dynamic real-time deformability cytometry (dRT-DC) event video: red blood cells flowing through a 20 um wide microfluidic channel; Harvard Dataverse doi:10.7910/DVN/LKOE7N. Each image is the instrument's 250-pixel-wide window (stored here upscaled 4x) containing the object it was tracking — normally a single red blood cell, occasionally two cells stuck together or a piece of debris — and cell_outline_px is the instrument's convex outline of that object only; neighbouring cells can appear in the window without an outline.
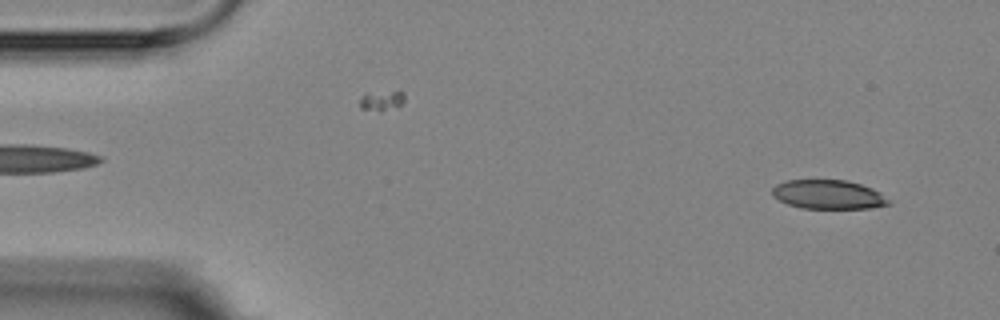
{"species": "Egyptian fruit bat (a non-hibernating species)", "species_latin": "Rousettus aegyptiacus", "temperature_condition": "room temperature", "stored_images_in_passage": 4, "camera_frame_rate_fps": 3000, "um_per_image_px": 0.085, "animal": {"sex": "female"}, "frame": {"image": 1, "passage_image": 1, "time_ms": 0.0, "image_size_px": [1000, 320], "cell_outline_px": [[892, 204], [872, 208], [800, 208], [788, 204], [772, 196], [772, 188], [776, 184], [788, 180], [848, 180], [872, 188], [880, 192]], "centroid_in_image_um": [70.4, 16.53], "position_along_channel_um": 14.6, "area_um2": 19.71}}
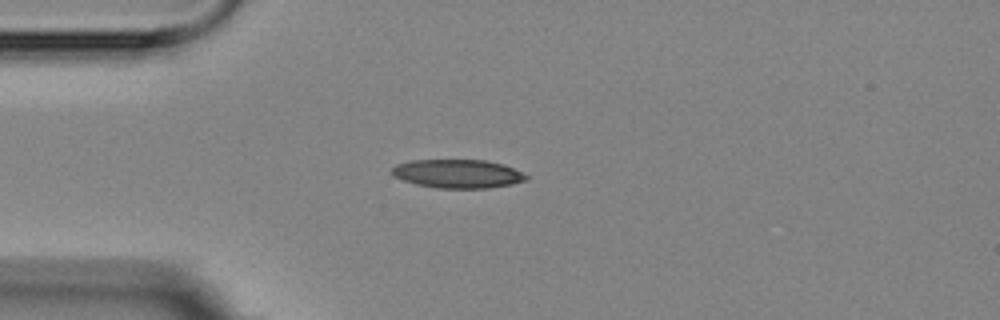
{"frame": {"image": 2, "passage_image": 4, "time_ms": 3.333, "image_size_px": [1000, 320], "cell_outline_px": [[528, 180], [512, 184], [488, 188], [440, 188], [416, 184], [392, 176], [392, 168], [396, 164], [412, 160], [488, 160], [504, 164], [528, 176]], "centroid_in_image_um": [38.91, 14.76], "position_along_channel_um": 46.1, "area_um2": 22.37}}